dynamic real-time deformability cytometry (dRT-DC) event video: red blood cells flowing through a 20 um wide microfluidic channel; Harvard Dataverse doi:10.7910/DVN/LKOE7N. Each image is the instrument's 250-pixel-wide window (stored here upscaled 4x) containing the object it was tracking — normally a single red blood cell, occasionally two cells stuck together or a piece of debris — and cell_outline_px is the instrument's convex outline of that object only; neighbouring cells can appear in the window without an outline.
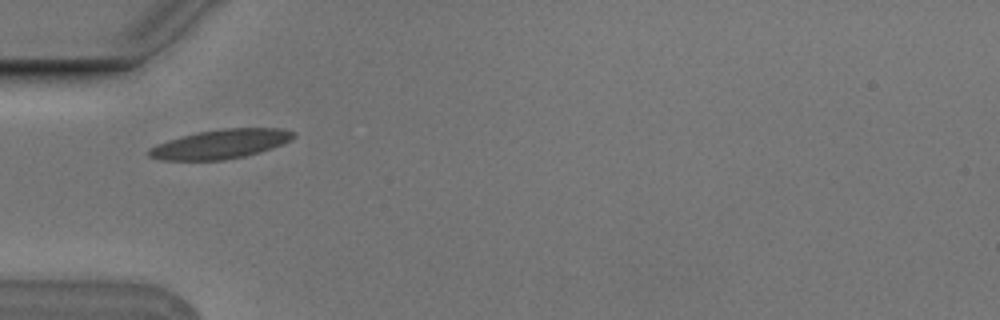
{"species": "Egyptian fruit bat (a non-hibernating species)", "species_latin": "Rousettus aegyptiacus", "temperature_condition": "cold", "stored_images_in_passage": 3, "camera_frame_rate_fps": 3000, "um_per_image_px": 0.085, "animal": {"sex": "male"}, "frame": {"image": 1, "passage_image": 1, "time_ms": 0.0, "image_size_px": [1000, 320], "cell_outline_px": [[296, 136], [292, 140], [244, 156], [224, 160], [160, 160], [148, 156], [148, 148], [156, 144], [168, 140], [196, 132], [224, 128], [280, 128], [296, 132]], "centroid_in_image_um": [18.71, 12.23], "position_along_channel_um": 66.3, "area_um2": 24.45}}
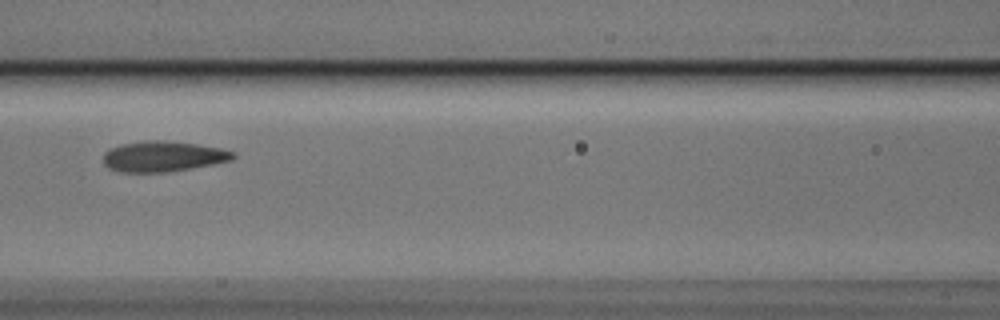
{"frame": {"image": 2, "passage_image": 3, "time_ms": 0.667, "image_size_px": [1000, 320], "cell_outline_px": [[236, 156], [232, 160], [192, 168], [168, 172], [120, 172], [108, 168], [104, 164], [104, 152], [120, 144], [144, 140], [160, 140], [196, 144], [220, 148], [236, 152]], "centroid_in_image_um": [13.86, 13.29], "position_along_channel_um": 152.7, "area_um2": 23.12}}